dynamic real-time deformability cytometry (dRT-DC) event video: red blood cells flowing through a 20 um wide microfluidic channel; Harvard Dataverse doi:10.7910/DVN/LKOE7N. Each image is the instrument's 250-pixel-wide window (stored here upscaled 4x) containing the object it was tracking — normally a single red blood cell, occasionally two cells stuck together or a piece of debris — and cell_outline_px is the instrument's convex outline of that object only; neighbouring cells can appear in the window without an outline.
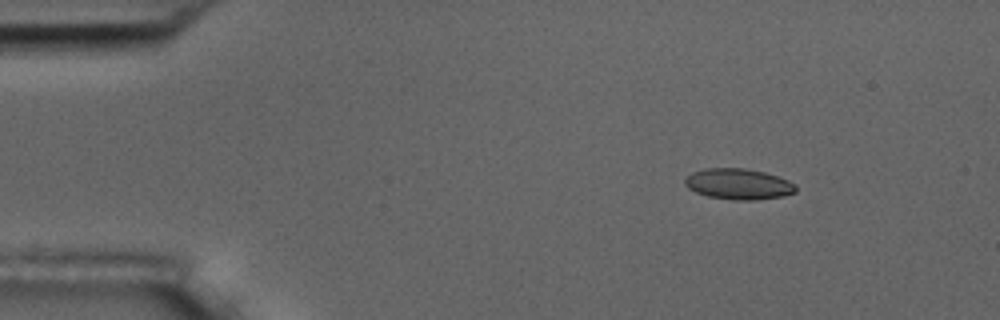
{"species": "common noctule bat (a hibernating species)", "species_latin": "Nyctalus noctula", "temperature_condition": "room temperature", "stored_images_in_passage": 9, "camera_frame_rate_fps": 3000, "um_per_image_px": 0.085, "animal": {"sex": "male", "body_mass_g": 17.5, "forearm_length_mm": 52.3}, "frame": {"image": 1, "passage_image": 3, "time_ms": 2.333, "image_size_px": [1000, 320], "cell_outline_px": [[796, 192], [784, 196], [756, 200], [732, 200], [708, 196], [696, 192], [688, 188], [684, 184], [684, 176], [692, 172], [704, 168], [744, 168], [764, 172], [788, 180], [796, 188]], "centroid_in_image_um": [62.72, 15.64], "position_along_channel_um": 22.3, "area_um2": 20.0}}
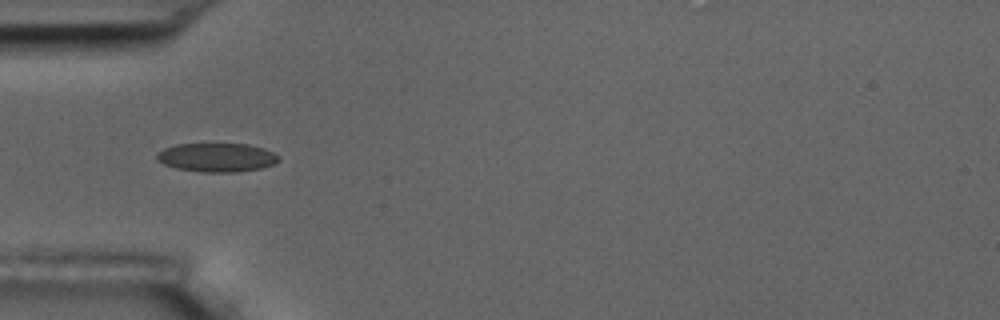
{"frame": {"image": 2, "passage_image": 6, "time_ms": 5.667, "image_size_px": [1000, 320], "cell_outline_px": [[280, 160], [272, 164], [260, 168], [236, 172], [204, 172], [176, 168], [164, 164], [156, 160], [156, 152], [164, 148], [176, 144], [248, 144], [264, 148], [280, 156]], "centroid_in_image_um": [18.4, 13.37], "position_along_channel_um": 66.6, "area_um2": 20.46}}
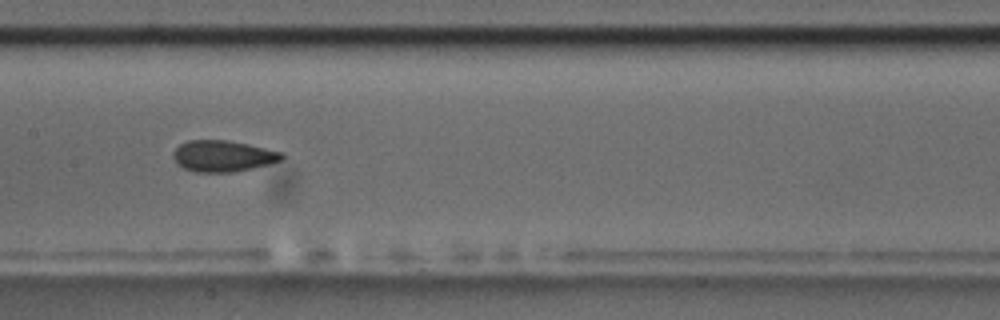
{"frame": {"image": 3, "passage_image": 9, "time_ms": 9.0, "image_size_px": [1000, 320], "cell_outline_px": [[284, 156], [280, 160], [268, 164], [252, 168], [232, 172], [196, 172], [184, 168], [176, 164], [172, 156], [172, 152], [180, 144], [188, 140], [228, 140], [248, 144], [284, 152]], "centroid_in_image_um": [18.92, 13.26], "position_along_channel_um": 188.5, "area_um2": 19.83}}